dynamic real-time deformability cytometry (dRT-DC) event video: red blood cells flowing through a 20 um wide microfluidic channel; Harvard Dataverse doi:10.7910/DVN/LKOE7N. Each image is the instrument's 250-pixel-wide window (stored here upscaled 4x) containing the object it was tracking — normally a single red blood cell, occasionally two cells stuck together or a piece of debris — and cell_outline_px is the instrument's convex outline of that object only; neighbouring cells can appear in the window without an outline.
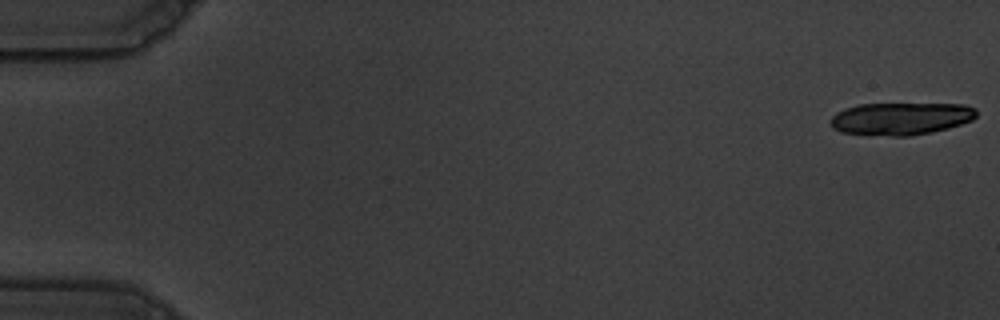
{"species": "common noctule bat (a hibernating species)", "species_latin": "Nyctalus noctula", "temperature_condition": "warm", "stored_images_in_passage": 20, "camera_frame_rate_fps": 3000, "um_per_image_px": 0.085, "animal": {"sex": "male", "body_mass_g": 19.5, "forearm_length_mm": 54.6}, "frame": {"image": 1, "passage_image": 1, "time_ms": 0.0, "image_size_px": [1000, 320], "cell_outline_px": [[976, 116], [972, 120], [948, 128], [932, 132], [908, 136], [892, 136], [840, 132], [832, 128], [832, 116], [836, 112], [844, 108], [860, 104], [964, 104], [976, 108]], "centroid_in_image_um": [76.57, 10.08], "position_along_channel_um": 8.4, "area_um2": 27.51}}